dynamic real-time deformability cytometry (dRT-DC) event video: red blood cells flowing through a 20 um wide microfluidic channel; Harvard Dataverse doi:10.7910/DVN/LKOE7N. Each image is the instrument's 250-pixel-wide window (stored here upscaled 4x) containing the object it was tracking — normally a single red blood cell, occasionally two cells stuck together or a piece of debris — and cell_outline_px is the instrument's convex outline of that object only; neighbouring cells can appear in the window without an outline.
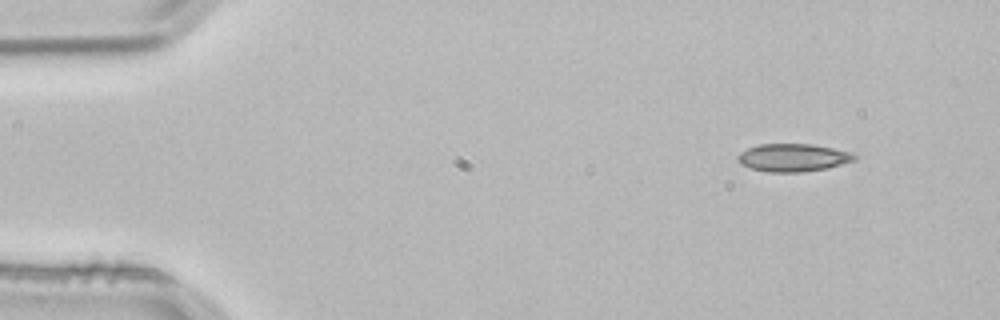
{"species": "common noctule bat (a hibernating species)", "species_latin": "Nyctalus noctula", "temperature_condition": "room temperature", "stored_images_in_passage": 3, "camera_frame_rate_fps": 3000, "um_per_image_px": 0.085, "animal": {"sex": "male", "body_mass_g": 21.5, "forearm_length_mm": 52.0}, "frame": {"image": 1, "passage_image": 1, "time_ms": 0.0, "image_size_px": [1000, 320], "cell_outline_px": [[856, 160], [828, 168], [800, 172], [768, 172], [752, 168], [740, 164], [736, 160], [736, 156], [740, 152], [748, 148], [760, 144], [812, 144], [852, 152], [856, 156]], "centroid_in_image_um": [67.4, 13.4], "position_along_channel_um": 17.6, "area_um2": 18.96}}
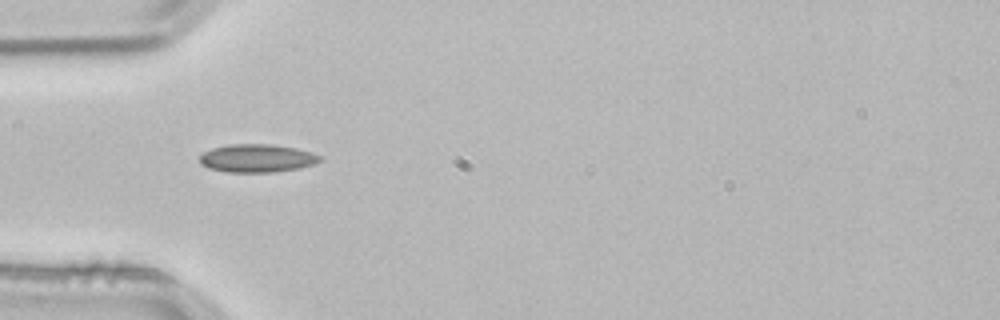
{"frame": {"image": 2, "passage_image": 3, "time_ms": 0.667, "image_size_px": [1000, 320], "cell_outline_px": [[324, 160], [300, 168], [272, 172], [228, 172], [208, 168], [200, 164], [200, 156], [204, 152], [212, 148], [228, 144], [272, 144], [296, 148], [312, 152], [324, 156]], "centroid_in_image_um": [21.88, 13.44], "position_along_channel_um": 63.1, "area_um2": 19.88}}